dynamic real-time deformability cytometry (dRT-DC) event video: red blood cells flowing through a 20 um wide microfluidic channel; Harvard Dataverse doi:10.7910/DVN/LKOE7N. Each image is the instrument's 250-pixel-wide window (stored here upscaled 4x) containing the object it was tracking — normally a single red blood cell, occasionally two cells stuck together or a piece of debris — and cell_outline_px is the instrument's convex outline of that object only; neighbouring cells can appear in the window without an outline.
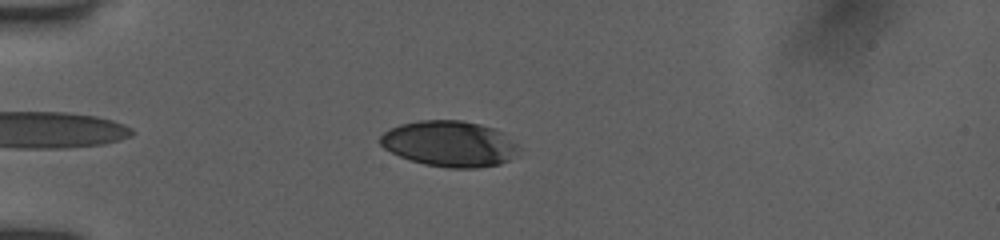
{"species": "human", "species_latin": "Homo sapiens", "temperature_condition": "room temperature", "stored_images_in_passage": 9, "camera_frame_rate_fps": 3000, "um_per_image_px": 0.085, "donor": {"sex": "female"}, "frame": {"image": 1, "passage_image": 4, "time_ms": 1.333, "image_size_px": [1000, 240], "cell_outline_px": [[520, 148], [508, 160], [500, 164], [476, 168], [448, 168], [424, 164], [400, 156], [384, 148], [380, 144], [380, 136], [388, 128], [400, 124], [420, 120], [460, 120], [480, 124], [496, 128], [504, 132]], "centroid_in_image_um": [38.21, 12.21], "position_along_channel_um": 46.8, "area_um2": 37.05}}
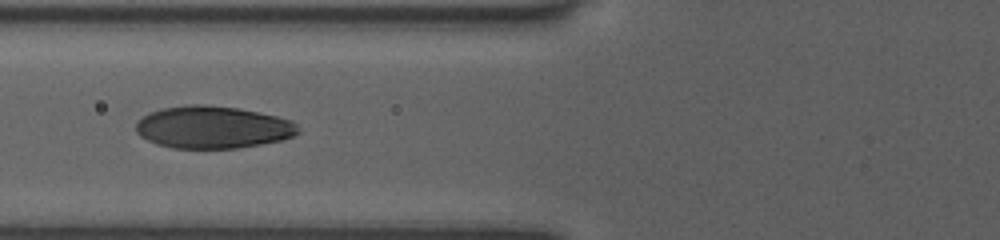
{"frame": {"image": 2, "passage_image": 8, "time_ms": 3.667, "image_size_px": [1000, 240], "cell_outline_px": [[300, 132], [292, 136], [280, 140], [260, 144], [236, 148], [172, 148], [156, 144], [140, 136], [136, 132], [136, 124], [148, 112], [160, 108], [188, 104], [204, 104], [236, 108], [276, 116], [292, 120], [300, 128]], "centroid_in_image_um": [18.06, 10.81], "position_along_channel_um": 107.7, "area_um2": 40.0}}